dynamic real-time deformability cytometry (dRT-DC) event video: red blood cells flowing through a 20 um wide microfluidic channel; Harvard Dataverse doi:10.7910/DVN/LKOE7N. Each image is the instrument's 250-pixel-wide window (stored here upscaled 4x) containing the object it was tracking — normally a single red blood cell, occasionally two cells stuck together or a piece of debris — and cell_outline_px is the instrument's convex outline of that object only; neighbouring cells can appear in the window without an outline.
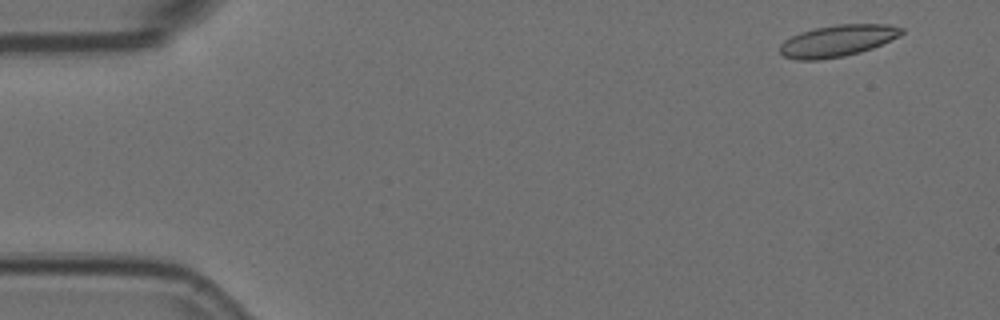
{"species": "Egyptian fruit bat (a non-hibernating species)", "species_latin": "Rousettus aegyptiacus", "temperature_condition": "room temperature", "stored_images_in_passage": 8, "camera_frame_rate_fps": 3000, "um_per_image_px": 0.085, "animal": {"sex": "female"}, "frame": {"image": 1, "passage_image": 1, "time_ms": 0.0, "image_size_px": [1000, 320], "cell_outline_px": [[904, 32], [900, 36], [872, 48], [860, 52], [844, 56], [820, 60], [796, 60], [784, 56], [780, 52], [780, 44], [784, 40], [800, 32], [816, 28], [836, 24], [888, 24], [904, 28]], "centroid_in_image_um": [71.19, 3.46], "position_along_channel_um": 13.8, "area_um2": 22.48}}
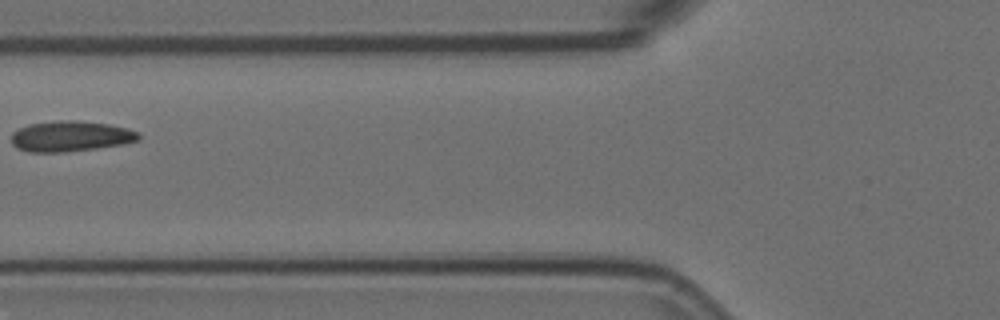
{"frame": {"image": 2, "passage_image": 6, "time_ms": 1.667, "image_size_px": [1000, 320], "cell_outline_px": [[140, 140], [124, 144], [96, 148], [60, 152], [28, 152], [16, 148], [12, 144], [12, 132], [28, 124], [56, 120], [76, 120], [108, 124], [128, 128], [140, 132]], "centroid_in_image_um": [6.01, 11.57], "position_along_channel_um": 119.8, "area_um2": 22.83}}
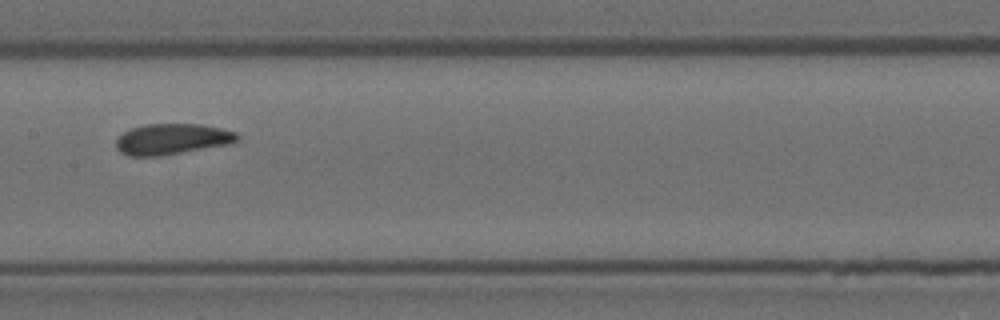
{"frame": {"image": 3, "passage_image": 8, "time_ms": 2.333, "image_size_px": [1000, 320], "cell_outline_px": [[240, 140], [232, 144], [156, 156], [128, 156], [120, 152], [116, 148], [116, 140], [124, 132], [132, 128], [144, 124], [200, 124], [220, 128], [236, 132], [240, 136]], "centroid_in_image_um": [14.65, 11.82], "position_along_channel_um": 192.7, "area_um2": 21.79}}